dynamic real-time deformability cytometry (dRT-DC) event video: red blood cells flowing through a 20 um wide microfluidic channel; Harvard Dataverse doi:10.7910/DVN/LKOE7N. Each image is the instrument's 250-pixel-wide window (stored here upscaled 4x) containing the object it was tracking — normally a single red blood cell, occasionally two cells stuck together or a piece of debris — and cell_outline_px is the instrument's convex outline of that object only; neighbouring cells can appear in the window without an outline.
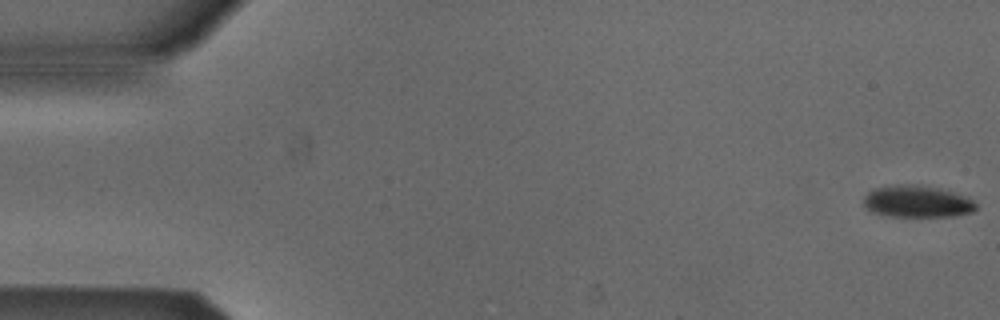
{"species": "Egyptian fruit bat (a non-hibernating species)", "species_latin": "Rousettus aegyptiacus", "temperature_condition": "cold", "stored_images_in_passage": 14, "camera_frame_rate_fps": 3000, "um_per_image_px": 0.085, "animal": {"sex": "male"}, "frame": {"image": 1, "passage_image": 1, "time_ms": 0.0, "image_size_px": [1000, 320], "cell_outline_px": [[976, 208], [972, 212], [956, 216], [888, 216], [872, 212], [864, 204], [864, 196], [872, 188], [896, 184], [916, 184], [940, 188], [968, 196], [976, 204]], "centroid_in_image_um": [77.96, 17.11], "position_along_channel_um": 7.0, "area_um2": 21.1}}
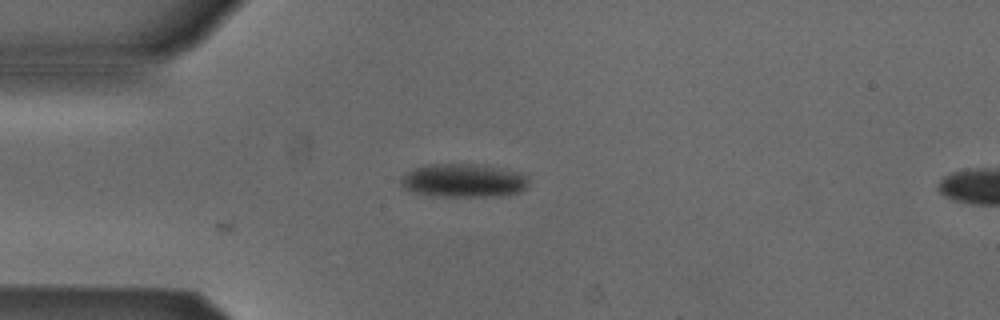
{"frame": {"image": 2, "passage_image": 14, "time_ms": 4.333, "image_size_px": [1000, 320], "cell_outline_px": [[528, 188], [520, 192], [492, 196], [444, 196], [416, 192], [404, 188], [400, 184], [400, 180], [412, 168], [428, 164], [484, 164], [508, 168], [528, 176]], "centroid_in_image_um": [39.47, 15.32], "position_along_channel_um": 45.5, "area_um2": 25.03}}